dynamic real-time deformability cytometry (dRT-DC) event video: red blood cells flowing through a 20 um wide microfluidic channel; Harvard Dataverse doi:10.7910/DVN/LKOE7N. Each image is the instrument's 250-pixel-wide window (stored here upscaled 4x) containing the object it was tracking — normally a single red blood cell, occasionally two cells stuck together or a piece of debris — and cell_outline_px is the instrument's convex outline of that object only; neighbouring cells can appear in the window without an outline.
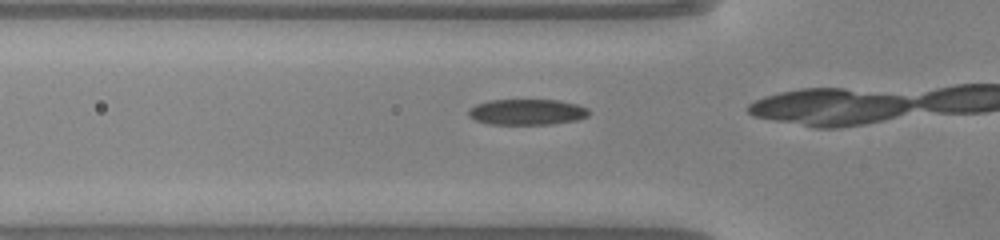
{"species": "common noctule bat (a hibernating species)", "species_latin": "Nyctalus noctula", "temperature_condition": "warm", "stored_images_in_passage": 14, "camera_frame_rate_fps": 3000, "um_per_image_px": 0.085, "animal": {"sex": "male", "body_mass_g": 20.0, "forearm_length_mm": 53.3}, "frame": {"image": 1, "passage_image": 12, "time_ms": 3.667, "image_size_px": [1000, 240], "cell_outline_px": [[588, 116], [576, 120], [552, 124], [488, 124], [476, 120], [468, 116], [468, 108], [476, 104], [488, 100], [560, 100], [576, 104], [588, 108]], "centroid_in_image_um": [44.76, 9.51], "position_along_channel_um": 81.0, "area_um2": 18.15}}